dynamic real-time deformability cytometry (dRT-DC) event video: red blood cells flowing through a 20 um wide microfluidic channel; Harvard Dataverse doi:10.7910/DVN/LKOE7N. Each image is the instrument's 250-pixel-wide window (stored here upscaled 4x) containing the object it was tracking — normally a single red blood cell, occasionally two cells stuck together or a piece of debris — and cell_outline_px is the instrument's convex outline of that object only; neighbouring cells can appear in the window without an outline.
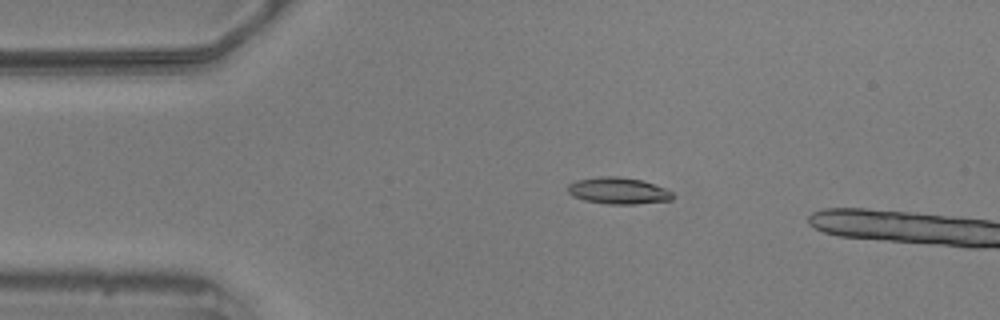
{"species": "common noctule bat (a hibernating species)", "species_latin": "Nyctalus noctula", "temperature_condition": "warm", "stored_images_in_passage": 13, "camera_frame_rate_fps": 3000, "um_per_image_px": 0.085, "animal": {"sex": "male", "body_mass_g": 20.5, "forearm_length_mm": 52.5}, "frame": {"image": 1, "passage_image": 10, "time_ms": 3.0, "image_size_px": [1000, 320], "cell_outline_px": [[676, 196], [672, 200], [636, 204], [608, 204], [584, 200], [572, 196], [568, 192], [568, 184], [576, 180], [600, 176], [620, 176], [644, 180], [664, 188], [672, 192]], "centroid_in_image_um": [52.57, 16.21], "position_along_channel_um": 32.4, "area_um2": 16.47}}